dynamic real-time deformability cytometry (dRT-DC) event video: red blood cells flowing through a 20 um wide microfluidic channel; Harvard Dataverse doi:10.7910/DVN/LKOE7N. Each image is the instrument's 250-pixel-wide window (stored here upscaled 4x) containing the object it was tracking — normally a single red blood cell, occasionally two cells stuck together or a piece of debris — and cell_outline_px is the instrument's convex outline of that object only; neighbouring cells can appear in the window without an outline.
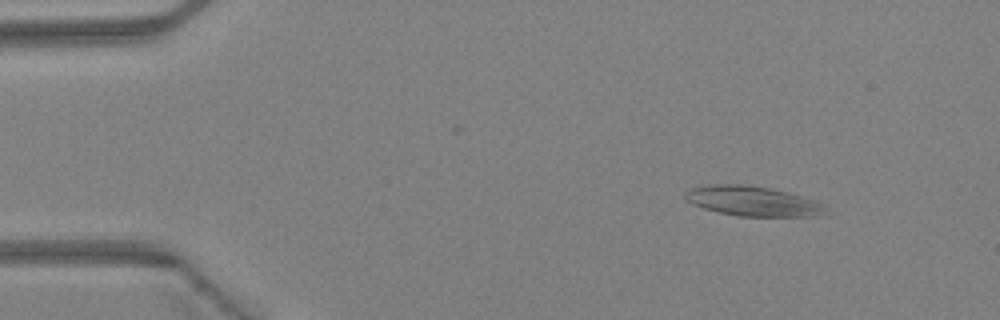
{"species": "Egyptian fruit bat (a non-hibernating species)", "species_latin": "Rousettus aegyptiacus", "temperature_condition": "warm", "stored_images_in_passage": 45, "camera_frame_rate_fps": 3000, "um_per_image_px": 0.085, "animal": {"sex": "female"}, "frame": {"image": 1, "passage_image": 5, "time_ms": 1.333, "image_size_px": [1000, 320], "cell_outline_px": [[828, 212], [816, 216], [740, 216], [720, 212], [704, 208], [692, 204], [684, 196], [684, 192], [692, 188], [708, 184], [744, 184], [768, 188], [800, 196], [812, 200], [820, 204]], "centroid_in_image_um": [63.91, 17.09], "position_along_channel_um": 21.1, "area_um2": 23.93}}
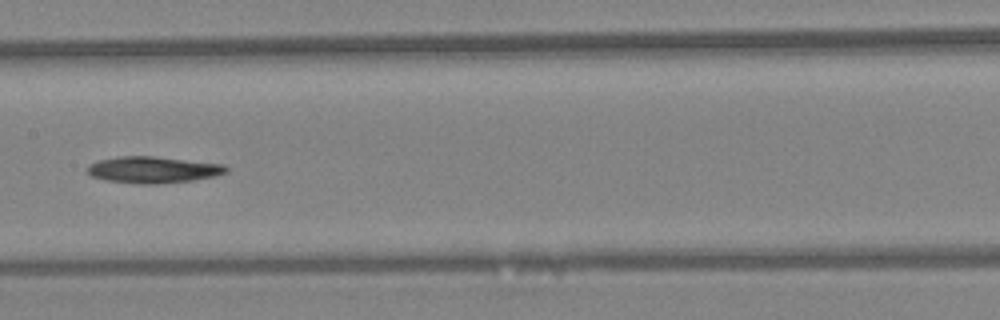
{"frame": {"image": 2, "passage_image": 23, "time_ms": 7.333, "image_size_px": [1000, 320], "cell_outline_px": [[228, 172], [216, 176], [192, 180], [156, 184], [140, 184], [104, 180], [92, 176], [88, 172], [88, 164], [100, 160], [120, 156], [152, 156], [224, 164], [228, 168]], "centroid_in_image_um": [13.02, 14.43], "position_along_channel_um": 194.4, "area_um2": 21.39}}
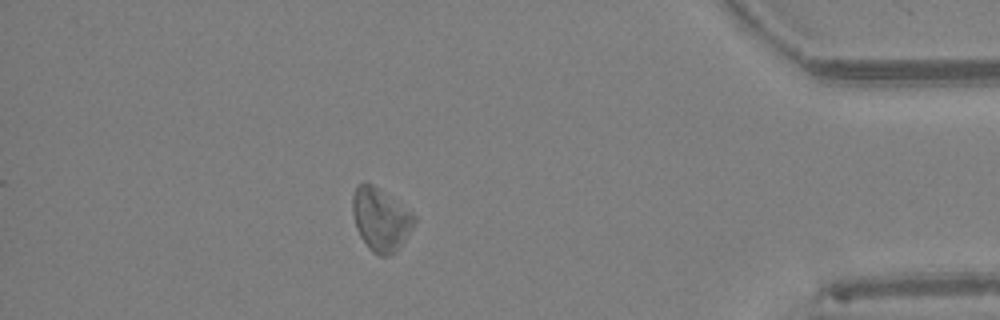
{"frame": {"image": 3, "passage_image": 40, "time_ms": 13.0, "image_size_px": [1000, 320], "cell_outline_px": [[416, 220], [412, 228], [396, 252], [388, 256], [380, 256], [372, 252], [368, 248], [360, 236], [356, 228], [352, 212], [352, 196], [356, 188], [364, 180], [372, 184], [416, 216]], "centroid_in_image_um": [32.33, 18.67], "position_along_channel_um": 402.9, "area_um2": 22.37}, "authors_computed_cell_mechanics": {"area_um2": 21.7906, "velocity_mm_per_s": 4.4072, "shape_relaxation_time_tau1_ms": 3.2601, "shape_relaxation_time_tau2_ms": null, "deformation_change_tau1": 0.0996, "deformation_change_tau2": null}}